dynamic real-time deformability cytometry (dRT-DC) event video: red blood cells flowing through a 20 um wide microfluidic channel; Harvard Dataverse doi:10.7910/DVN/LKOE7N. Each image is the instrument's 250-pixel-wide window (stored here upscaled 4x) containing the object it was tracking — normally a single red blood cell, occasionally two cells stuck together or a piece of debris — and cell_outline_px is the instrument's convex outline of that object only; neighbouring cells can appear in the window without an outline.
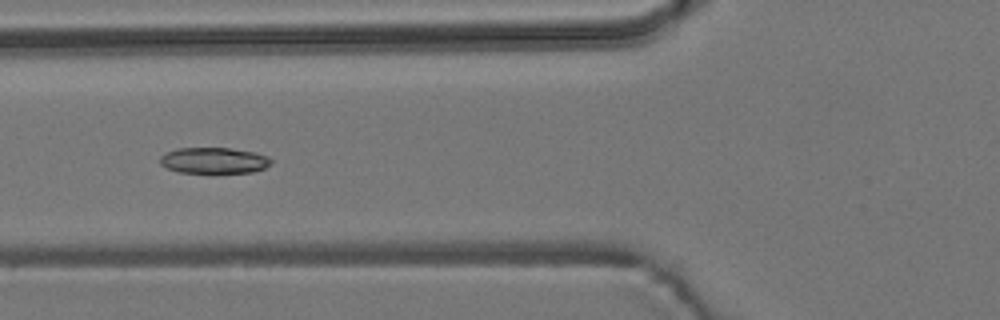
{"species": "common noctule bat (a hibernating species)", "species_latin": "Nyctalus noctula", "temperature_condition": "room temperature", "stored_images_in_passage": 8, "camera_frame_rate_fps": 3000, "um_per_image_px": 0.085, "animal": {"sex": "male", "body_mass_g": 19.2, "forearm_length_mm": 51.8}, "frame": {"image": 1, "passage_image": 4, "time_ms": 3.667, "image_size_px": [1000, 320], "cell_outline_px": [[272, 164], [264, 168], [252, 172], [180, 172], [168, 168], [160, 164], [160, 156], [176, 148], [228, 148], [256, 152], [268, 156], [272, 160]], "centroid_in_image_um": [18.21, 13.63], "position_along_channel_um": 107.6, "area_um2": 16.7}}
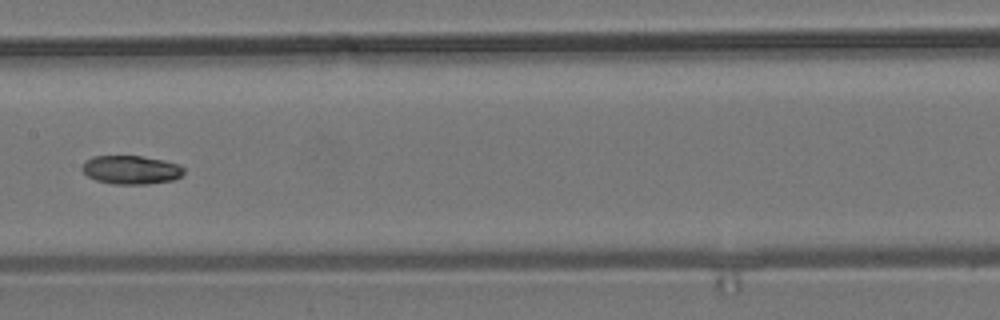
{"frame": {"image": 2, "passage_image": 6, "time_ms": 6.0, "image_size_px": [1000, 320], "cell_outline_px": [[184, 172], [180, 176], [172, 180], [144, 184], [112, 184], [96, 180], [88, 176], [80, 168], [92, 156], [140, 156], [164, 160], [180, 164], [184, 168]], "centroid_in_image_um": [11.15, 14.43], "position_along_channel_um": 196.2, "area_um2": 16.88}}
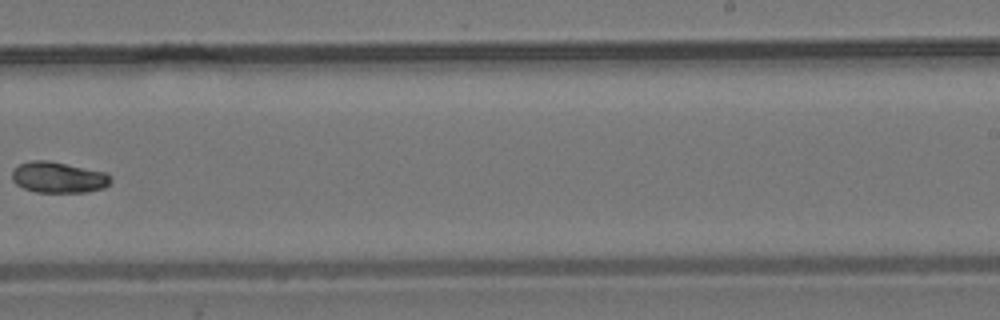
{"frame": {"image": 3, "passage_image": 8, "time_ms": 8.333, "image_size_px": [1000, 320], "cell_outline_px": [[112, 180], [104, 188], [88, 192], [36, 192], [24, 188], [16, 184], [12, 180], [12, 172], [20, 164], [32, 160], [48, 160], [104, 172], [112, 176]], "centroid_in_image_um": [4.98, 15.08], "position_along_channel_um": 284.0, "area_um2": 17.74}}